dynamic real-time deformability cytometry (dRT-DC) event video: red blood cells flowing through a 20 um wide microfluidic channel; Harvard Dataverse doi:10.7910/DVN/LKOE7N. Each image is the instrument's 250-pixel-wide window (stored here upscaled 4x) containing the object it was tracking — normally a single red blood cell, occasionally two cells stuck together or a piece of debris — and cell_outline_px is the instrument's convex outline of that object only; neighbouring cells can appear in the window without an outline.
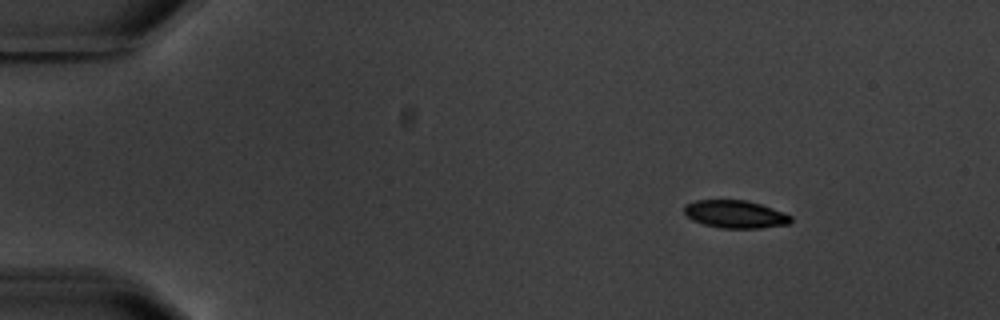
{"species": "common noctule bat (a hibernating species)", "species_latin": "Nyctalus noctula", "temperature_condition": "warm", "stored_images_in_passage": 4, "camera_frame_rate_fps": 3000, "um_per_image_px": 0.085, "animal": {"sex": "male", "body_mass_g": 20.1, "forearm_length_mm": 53.5}, "frame": {"image": 1, "passage_image": 1, "time_ms": 0.0, "image_size_px": [1000, 320], "cell_outline_px": [[792, 220], [788, 224], [760, 228], [720, 228], [704, 224], [692, 220], [684, 212], [684, 204], [696, 200], [744, 200], [760, 204], [784, 212], [792, 216]], "centroid_in_image_um": [62.49, 18.21], "position_along_channel_um": 22.5, "area_um2": 17.22}}
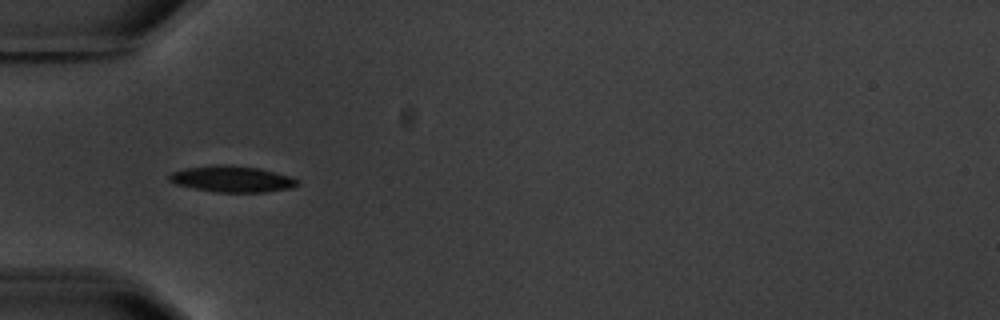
{"frame": {"image": 2, "passage_image": 4, "time_ms": 3.667, "image_size_px": [1000, 320], "cell_outline_px": [[300, 184], [292, 188], [264, 192], [212, 192], [176, 184], [168, 180], [168, 176], [172, 172], [184, 168], [216, 164], [224, 164], [260, 168], [292, 176], [300, 180]], "centroid_in_image_um": [19.76, 15.21], "position_along_channel_um": 65.2, "area_um2": 19.88}}